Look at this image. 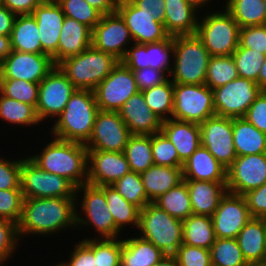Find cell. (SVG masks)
<instances>
[{"instance_id": "59", "label": "cell", "mask_w": 266, "mask_h": 266, "mask_svg": "<svg viewBox=\"0 0 266 266\" xmlns=\"http://www.w3.org/2000/svg\"><path fill=\"white\" fill-rule=\"evenodd\" d=\"M139 9L152 14L156 20L163 22L165 16L164 0H130Z\"/></svg>"}, {"instance_id": "3", "label": "cell", "mask_w": 266, "mask_h": 266, "mask_svg": "<svg viewBox=\"0 0 266 266\" xmlns=\"http://www.w3.org/2000/svg\"><path fill=\"white\" fill-rule=\"evenodd\" d=\"M99 107L91 90L76 89L65 109L52 123L51 136L85 144L93 130Z\"/></svg>"}, {"instance_id": "53", "label": "cell", "mask_w": 266, "mask_h": 266, "mask_svg": "<svg viewBox=\"0 0 266 266\" xmlns=\"http://www.w3.org/2000/svg\"><path fill=\"white\" fill-rule=\"evenodd\" d=\"M179 266H212L210 250L183 244L174 254Z\"/></svg>"}, {"instance_id": "35", "label": "cell", "mask_w": 266, "mask_h": 266, "mask_svg": "<svg viewBox=\"0 0 266 266\" xmlns=\"http://www.w3.org/2000/svg\"><path fill=\"white\" fill-rule=\"evenodd\" d=\"M100 187L104 190L108 208L113 216L116 227L121 232H125L124 228L129 226L136 232L139 226L140 209L134 204L127 202L112 185Z\"/></svg>"}, {"instance_id": "56", "label": "cell", "mask_w": 266, "mask_h": 266, "mask_svg": "<svg viewBox=\"0 0 266 266\" xmlns=\"http://www.w3.org/2000/svg\"><path fill=\"white\" fill-rule=\"evenodd\" d=\"M132 71L135 76L137 89L141 92L158 86L169 79V75L165 71H159L150 67Z\"/></svg>"}, {"instance_id": "22", "label": "cell", "mask_w": 266, "mask_h": 266, "mask_svg": "<svg viewBox=\"0 0 266 266\" xmlns=\"http://www.w3.org/2000/svg\"><path fill=\"white\" fill-rule=\"evenodd\" d=\"M32 15L38 25L43 54L49 55L57 66L59 38L65 19L63 10L57 1L43 0Z\"/></svg>"}, {"instance_id": "42", "label": "cell", "mask_w": 266, "mask_h": 266, "mask_svg": "<svg viewBox=\"0 0 266 266\" xmlns=\"http://www.w3.org/2000/svg\"><path fill=\"white\" fill-rule=\"evenodd\" d=\"M94 253L96 266H118L122 260L123 240L119 238L81 239Z\"/></svg>"}, {"instance_id": "11", "label": "cell", "mask_w": 266, "mask_h": 266, "mask_svg": "<svg viewBox=\"0 0 266 266\" xmlns=\"http://www.w3.org/2000/svg\"><path fill=\"white\" fill-rule=\"evenodd\" d=\"M76 88L58 66L47 74L39 83L36 113L43 124L56 120L65 109L67 102ZM49 118V119H48ZM45 121V122H44Z\"/></svg>"}, {"instance_id": "65", "label": "cell", "mask_w": 266, "mask_h": 266, "mask_svg": "<svg viewBox=\"0 0 266 266\" xmlns=\"http://www.w3.org/2000/svg\"><path fill=\"white\" fill-rule=\"evenodd\" d=\"M189 4L193 5L196 9H198L200 12H203L201 11L202 10H211L209 5L212 6L211 2L214 3L213 1L215 0H186ZM207 5V6H206ZM203 7H206V8H203Z\"/></svg>"}, {"instance_id": "18", "label": "cell", "mask_w": 266, "mask_h": 266, "mask_svg": "<svg viewBox=\"0 0 266 266\" xmlns=\"http://www.w3.org/2000/svg\"><path fill=\"white\" fill-rule=\"evenodd\" d=\"M227 170V192L243 195L266 182V153L237 156Z\"/></svg>"}, {"instance_id": "28", "label": "cell", "mask_w": 266, "mask_h": 266, "mask_svg": "<svg viewBox=\"0 0 266 266\" xmlns=\"http://www.w3.org/2000/svg\"><path fill=\"white\" fill-rule=\"evenodd\" d=\"M161 131L175 146L179 159L183 163L201 145L200 124L170 118L163 121Z\"/></svg>"}, {"instance_id": "8", "label": "cell", "mask_w": 266, "mask_h": 266, "mask_svg": "<svg viewBox=\"0 0 266 266\" xmlns=\"http://www.w3.org/2000/svg\"><path fill=\"white\" fill-rule=\"evenodd\" d=\"M221 8L200 13L198 20L196 35L211 56H231L239 45L240 27L225 7Z\"/></svg>"}, {"instance_id": "38", "label": "cell", "mask_w": 266, "mask_h": 266, "mask_svg": "<svg viewBox=\"0 0 266 266\" xmlns=\"http://www.w3.org/2000/svg\"><path fill=\"white\" fill-rule=\"evenodd\" d=\"M223 6L240 28L266 24L263 0H223Z\"/></svg>"}, {"instance_id": "34", "label": "cell", "mask_w": 266, "mask_h": 266, "mask_svg": "<svg viewBox=\"0 0 266 266\" xmlns=\"http://www.w3.org/2000/svg\"><path fill=\"white\" fill-rule=\"evenodd\" d=\"M122 261L130 266H153L165 254L153 243L139 237L137 234L122 238Z\"/></svg>"}, {"instance_id": "7", "label": "cell", "mask_w": 266, "mask_h": 266, "mask_svg": "<svg viewBox=\"0 0 266 266\" xmlns=\"http://www.w3.org/2000/svg\"><path fill=\"white\" fill-rule=\"evenodd\" d=\"M118 62L113 55L91 45L78 55L61 61L57 66L76 89L93 91Z\"/></svg>"}, {"instance_id": "61", "label": "cell", "mask_w": 266, "mask_h": 266, "mask_svg": "<svg viewBox=\"0 0 266 266\" xmlns=\"http://www.w3.org/2000/svg\"><path fill=\"white\" fill-rule=\"evenodd\" d=\"M16 15L5 6H0V34L10 36Z\"/></svg>"}, {"instance_id": "46", "label": "cell", "mask_w": 266, "mask_h": 266, "mask_svg": "<svg viewBox=\"0 0 266 266\" xmlns=\"http://www.w3.org/2000/svg\"><path fill=\"white\" fill-rule=\"evenodd\" d=\"M232 57L237 67L238 76L250 79L258 84V76L266 55L255 52L250 48L237 47Z\"/></svg>"}, {"instance_id": "19", "label": "cell", "mask_w": 266, "mask_h": 266, "mask_svg": "<svg viewBox=\"0 0 266 266\" xmlns=\"http://www.w3.org/2000/svg\"><path fill=\"white\" fill-rule=\"evenodd\" d=\"M173 36L148 44L133 43L121 62L131 70L153 68L170 75L173 62Z\"/></svg>"}, {"instance_id": "45", "label": "cell", "mask_w": 266, "mask_h": 266, "mask_svg": "<svg viewBox=\"0 0 266 266\" xmlns=\"http://www.w3.org/2000/svg\"><path fill=\"white\" fill-rule=\"evenodd\" d=\"M112 186L127 202L134 204L140 210L149 203L142 178L139 173L130 171L112 184Z\"/></svg>"}, {"instance_id": "32", "label": "cell", "mask_w": 266, "mask_h": 266, "mask_svg": "<svg viewBox=\"0 0 266 266\" xmlns=\"http://www.w3.org/2000/svg\"><path fill=\"white\" fill-rule=\"evenodd\" d=\"M10 42L11 50L43 54L38 25L32 14L16 15Z\"/></svg>"}, {"instance_id": "24", "label": "cell", "mask_w": 266, "mask_h": 266, "mask_svg": "<svg viewBox=\"0 0 266 266\" xmlns=\"http://www.w3.org/2000/svg\"><path fill=\"white\" fill-rule=\"evenodd\" d=\"M117 112L131 135H152L162 129V119L152 112L141 91L132 95Z\"/></svg>"}, {"instance_id": "2", "label": "cell", "mask_w": 266, "mask_h": 266, "mask_svg": "<svg viewBox=\"0 0 266 266\" xmlns=\"http://www.w3.org/2000/svg\"><path fill=\"white\" fill-rule=\"evenodd\" d=\"M40 152L28 155L39 168L69 180L76 188L87 183L88 150L83 143L53 136Z\"/></svg>"}, {"instance_id": "57", "label": "cell", "mask_w": 266, "mask_h": 266, "mask_svg": "<svg viewBox=\"0 0 266 266\" xmlns=\"http://www.w3.org/2000/svg\"><path fill=\"white\" fill-rule=\"evenodd\" d=\"M244 118L266 134V91L262 90L250 105Z\"/></svg>"}, {"instance_id": "48", "label": "cell", "mask_w": 266, "mask_h": 266, "mask_svg": "<svg viewBox=\"0 0 266 266\" xmlns=\"http://www.w3.org/2000/svg\"><path fill=\"white\" fill-rule=\"evenodd\" d=\"M151 145L154 165L183 167L175 146L162 131L151 135Z\"/></svg>"}, {"instance_id": "51", "label": "cell", "mask_w": 266, "mask_h": 266, "mask_svg": "<svg viewBox=\"0 0 266 266\" xmlns=\"http://www.w3.org/2000/svg\"><path fill=\"white\" fill-rule=\"evenodd\" d=\"M24 199L21 189L0 190V219L10 220L18 225Z\"/></svg>"}, {"instance_id": "37", "label": "cell", "mask_w": 266, "mask_h": 266, "mask_svg": "<svg viewBox=\"0 0 266 266\" xmlns=\"http://www.w3.org/2000/svg\"><path fill=\"white\" fill-rule=\"evenodd\" d=\"M0 120L9 123V125H17L18 129L20 126L24 128L26 126L33 127L42 124L34 106L8 98L1 92Z\"/></svg>"}, {"instance_id": "10", "label": "cell", "mask_w": 266, "mask_h": 266, "mask_svg": "<svg viewBox=\"0 0 266 266\" xmlns=\"http://www.w3.org/2000/svg\"><path fill=\"white\" fill-rule=\"evenodd\" d=\"M214 115L213 90L206 84L174 83L172 119L201 124Z\"/></svg>"}, {"instance_id": "55", "label": "cell", "mask_w": 266, "mask_h": 266, "mask_svg": "<svg viewBox=\"0 0 266 266\" xmlns=\"http://www.w3.org/2000/svg\"><path fill=\"white\" fill-rule=\"evenodd\" d=\"M74 247V248H73ZM69 259L64 261V258L56 263V266H96V259L94 257L93 251L80 240L72 245Z\"/></svg>"}, {"instance_id": "52", "label": "cell", "mask_w": 266, "mask_h": 266, "mask_svg": "<svg viewBox=\"0 0 266 266\" xmlns=\"http://www.w3.org/2000/svg\"><path fill=\"white\" fill-rule=\"evenodd\" d=\"M6 158L0 155V190L21 189L22 159H14L13 155L12 158L8 159V156Z\"/></svg>"}, {"instance_id": "64", "label": "cell", "mask_w": 266, "mask_h": 266, "mask_svg": "<svg viewBox=\"0 0 266 266\" xmlns=\"http://www.w3.org/2000/svg\"><path fill=\"white\" fill-rule=\"evenodd\" d=\"M153 266H179V263L174 255H165Z\"/></svg>"}, {"instance_id": "40", "label": "cell", "mask_w": 266, "mask_h": 266, "mask_svg": "<svg viewBox=\"0 0 266 266\" xmlns=\"http://www.w3.org/2000/svg\"><path fill=\"white\" fill-rule=\"evenodd\" d=\"M154 203L172 217L182 221L192 215L188 187L184 180L161 195Z\"/></svg>"}, {"instance_id": "25", "label": "cell", "mask_w": 266, "mask_h": 266, "mask_svg": "<svg viewBox=\"0 0 266 266\" xmlns=\"http://www.w3.org/2000/svg\"><path fill=\"white\" fill-rule=\"evenodd\" d=\"M164 27L170 36L195 35L200 12L186 0H164Z\"/></svg>"}, {"instance_id": "69", "label": "cell", "mask_w": 266, "mask_h": 266, "mask_svg": "<svg viewBox=\"0 0 266 266\" xmlns=\"http://www.w3.org/2000/svg\"><path fill=\"white\" fill-rule=\"evenodd\" d=\"M263 1H264L265 15H266V0H263Z\"/></svg>"}, {"instance_id": "36", "label": "cell", "mask_w": 266, "mask_h": 266, "mask_svg": "<svg viewBox=\"0 0 266 266\" xmlns=\"http://www.w3.org/2000/svg\"><path fill=\"white\" fill-rule=\"evenodd\" d=\"M215 240L211 216L192 214L183 220V244L210 250Z\"/></svg>"}, {"instance_id": "63", "label": "cell", "mask_w": 266, "mask_h": 266, "mask_svg": "<svg viewBox=\"0 0 266 266\" xmlns=\"http://www.w3.org/2000/svg\"><path fill=\"white\" fill-rule=\"evenodd\" d=\"M11 52L10 36L0 34V63Z\"/></svg>"}, {"instance_id": "6", "label": "cell", "mask_w": 266, "mask_h": 266, "mask_svg": "<svg viewBox=\"0 0 266 266\" xmlns=\"http://www.w3.org/2000/svg\"><path fill=\"white\" fill-rule=\"evenodd\" d=\"M173 63L169 79L177 84H205L211 55L197 35L173 37Z\"/></svg>"}, {"instance_id": "54", "label": "cell", "mask_w": 266, "mask_h": 266, "mask_svg": "<svg viewBox=\"0 0 266 266\" xmlns=\"http://www.w3.org/2000/svg\"><path fill=\"white\" fill-rule=\"evenodd\" d=\"M266 55V24L240 28L239 45Z\"/></svg>"}, {"instance_id": "1", "label": "cell", "mask_w": 266, "mask_h": 266, "mask_svg": "<svg viewBox=\"0 0 266 266\" xmlns=\"http://www.w3.org/2000/svg\"><path fill=\"white\" fill-rule=\"evenodd\" d=\"M17 226L20 241H25L22 239L28 235L42 238L51 235L52 238L54 234L69 229L76 231L75 198L24 199L22 216Z\"/></svg>"}, {"instance_id": "43", "label": "cell", "mask_w": 266, "mask_h": 266, "mask_svg": "<svg viewBox=\"0 0 266 266\" xmlns=\"http://www.w3.org/2000/svg\"><path fill=\"white\" fill-rule=\"evenodd\" d=\"M238 77L237 67L232 55L210 57L205 81L210 89L224 86Z\"/></svg>"}, {"instance_id": "16", "label": "cell", "mask_w": 266, "mask_h": 266, "mask_svg": "<svg viewBox=\"0 0 266 266\" xmlns=\"http://www.w3.org/2000/svg\"><path fill=\"white\" fill-rule=\"evenodd\" d=\"M201 145L226 169L237 157L232 130V118L214 115L200 124Z\"/></svg>"}, {"instance_id": "27", "label": "cell", "mask_w": 266, "mask_h": 266, "mask_svg": "<svg viewBox=\"0 0 266 266\" xmlns=\"http://www.w3.org/2000/svg\"><path fill=\"white\" fill-rule=\"evenodd\" d=\"M188 187L192 214L212 216L227 192V182L184 180Z\"/></svg>"}, {"instance_id": "62", "label": "cell", "mask_w": 266, "mask_h": 266, "mask_svg": "<svg viewBox=\"0 0 266 266\" xmlns=\"http://www.w3.org/2000/svg\"><path fill=\"white\" fill-rule=\"evenodd\" d=\"M102 15L116 12L118 0H85Z\"/></svg>"}, {"instance_id": "13", "label": "cell", "mask_w": 266, "mask_h": 266, "mask_svg": "<svg viewBox=\"0 0 266 266\" xmlns=\"http://www.w3.org/2000/svg\"><path fill=\"white\" fill-rule=\"evenodd\" d=\"M137 92L133 71L121 61L93 90L99 110L116 112Z\"/></svg>"}, {"instance_id": "15", "label": "cell", "mask_w": 266, "mask_h": 266, "mask_svg": "<svg viewBox=\"0 0 266 266\" xmlns=\"http://www.w3.org/2000/svg\"><path fill=\"white\" fill-rule=\"evenodd\" d=\"M134 43L125 20L116 11L102 15L92 30L91 45L103 52L113 55L121 61L128 47Z\"/></svg>"}, {"instance_id": "9", "label": "cell", "mask_w": 266, "mask_h": 266, "mask_svg": "<svg viewBox=\"0 0 266 266\" xmlns=\"http://www.w3.org/2000/svg\"><path fill=\"white\" fill-rule=\"evenodd\" d=\"M23 157H21L20 188L25 199L75 198L76 187L69 180L42 170L27 155Z\"/></svg>"}, {"instance_id": "17", "label": "cell", "mask_w": 266, "mask_h": 266, "mask_svg": "<svg viewBox=\"0 0 266 266\" xmlns=\"http://www.w3.org/2000/svg\"><path fill=\"white\" fill-rule=\"evenodd\" d=\"M54 66L52 58L47 54L11 50L0 63V79H22L40 83Z\"/></svg>"}, {"instance_id": "20", "label": "cell", "mask_w": 266, "mask_h": 266, "mask_svg": "<svg viewBox=\"0 0 266 266\" xmlns=\"http://www.w3.org/2000/svg\"><path fill=\"white\" fill-rule=\"evenodd\" d=\"M212 223L216 238H236L246 223L252 219L243 195L226 192L221 198Z\"/></svg>"}, {"instance_id": "39", "label": "cell", "mask_w": 266, "mask_h": 266, "mask_svg": "<svg viewBox=\"0 0 266 266\" xmlns=\"http://www.w3.org/2000/svg\"><path fill=\"white\" fill-rule=\"evenodd\" d=\"M123 153L131 172H145L154 165L151 135H131Z\"/></svg>"}, {"instance_id": "49", "label": "cell", "mask_w": 266, "mask_h": 266, "mask_svg": "<svg viewBox=\"0 0 266 266\" xmlns=\"http://www.w3.org/2000/svg\"><path fill=\"white\" fill-rule=\"evenodd\" d=\"M65 17L77 20L92 30L100 21L102 14L85 0H57Z\"/></svg>"}, {"instance_id": "67", "label": "cell", "mask_w": 266, "mask_h": 266, "mask_svg": "<svg viewBox=\"0 0 266 266\" xmlns=\"http://www.w3.org/2000/svg\"><path fill=\"white\" fill-rule=\"evenodd\" d=\"M249 266H266V260L258 263L249 264Z\"/></svg>"}, {"instance_id": "26", "label": "cell", "mask_w": 266, "mask_h": 266, "mask_svg": "<svg viewBox=\"0 0 266 266\" xmlns=\"http://www.w3.org/2000/svg\"><path fill=\"white\" fill-rule=\"evenodd\" d=\"M182 172L183 180L227 182L226 168L202 145L184 162Z\"/></svg>"}, {"instance_id": "4", "label": "cell", "mask_w": 266, "mask_h": 266, "mask_svg": "<svg viewBox=\"0 0 266 266\" xmlns=\"http://www.w3.org/2000/svg\"><path fill=\"white\" fill-rule=\"evenodd\" d=\"M75 208L77 231L87 227L97 232L95 233L96 237L86 236L87 239L119 238L124 236L114 223L104 190L100 186L85 183L77 187L75 191Z\"/></svg>"}, {"instance_id": "68", "label": "cell", "mask_w": 266, "mask_h": 266, "mask_svg": "<svg viewBox=\"0 0 266 266\" xmlns=\"http://www.w3.org/2000/svg\"><path fill=\"white\" fill-rule=\"evenodd\" d=\"M118 266H130V265H127L126 263H124V262L121 260Z\"/></svg>"}, {"instance_id": "60", "label": "cell", "mask_w": 266, "mask_h": 266, "mask_svg": "<svg viewBox=\"0 0 266 266\" xmlns=\"http://www.w3.org/2000/svg\"><path fill=\"white\" fill-rule=\"evenodd\" d=\"M43 0H2V5L15 15L33 14Z\"/></svg>"}, {"instance_id": "14", "label": "cell", "mask_w": 266, "mask_h": 266, "mask_svg": "<svg viewBox=\"0 0 266 266\" xmlns=\"http://www.w3.org/2000/svg\"><path fill=\"white\" fill-rule=\"evenodd\" d=\"M131 133L116 111L99 110L92 134L84 144L87 150L123 152Z\"/></svg>"}, {"instance_id": "12", "label": "cell", "mask_w": 266, "mask_h": 266, "mask_svg": "<svg viewBox=\"0 0 266 266\" xmlns=\"http://www.w3.org/2000/svg\"><path fill=\"white\" fill-rule=\"evenodd\" d=\"M261 91L262 89L255 81L240 77L213 89L216 115L243 118Z\"/></svg>"}, {"instance_id": "21", "label": "cell", "mask_w": 266, "mask_h": 266, "mask_svg": "<svg viewBox=\"0 0 266 266\" xmlns=\"http://www.w3.org/2000/svg\"><path fill=\"white\" fill-rule=\"evenodd\" d=\"M116 11L125 20L134 43H155L170 36L163 22L139 9L130 0H118Z\"/></svg>"}, {"instance_id": "33", "label": "cell", "mask_w": 266, "mask_h": 266, "mask_svg": "<svg viewBox=\"0 0 266 266\" xmlns=\"http://www.w3.org/2000/svg\"><path fill=\"white\" fill-rule=\"evenodd\" d=\"M233 142L237 156L266 153V134L243 118H232Z\"/></svg>"}, {"instance_id": "31", "label": "cell", "mask_w": 266, "mask_h": 266, "mask_svg": "<svg viewBox=\"0 0 266 266\" xmlns=\"http://www.w3.org/2000/svg\"><path fill=\"white\" fill-rule=\"evenodd\" d=\"M140 175L149 202L156 201L183 181L182 167L152 165Z\"/></svg>"}, {"instance_id": "66", "label": "cell", "mask_w": 266, "mask_h": 266, "mask_svg": "<svg viewBox=\"0 0 266 266\" xmlns=\"http://www.w3.org/2000/svg\"><path fill=\"white\" fill-rule=\"evenodd\" d=\"M258 86L266 91V59L263 61L261 70L258 76Z\"/></svg>"}, {"instance_id": "5", "label": "cell", "mask_w": 266, "mask_h": 266, "mask_svg": "<svg viewBox=\"0 0 266 266\" xmlns=\"http://www.w3.org/2000/svg\"><path fill=\"white\" fill-rule=\"evenodd\" d=\"M133 234L153 243L165 255H174L183 243V221L149 202L140 210L139 226Z\"/></svg>"}, {"instance_id": "23", "label": "cell", "mask_w": 266, "mask_h": 266, "mask_svg": "<svg viewBox=\"0 0 266 266\" xmlns=\"http://www.w3.org/2000/svg\"><path fill=\"white\" fill-rule=\"evenodd\" d=\"M129 172V163L123 152L88 150L87 183L112 185Z\"/></svg>"}, {"instance_id": "50", "label": "cell", "mask_w": 266, "mask_h": 266, "mask_svg": "<svg viewBox=\"0 0 266 266\" xmlns=\"http://www.w3.org/2000/svg\"><path fill=\"white\" fill-rule=\"evenodd\" d=\"M19 243L17 224L10 220L0 219V266L10 264L9 261L13 259L15 252H19L16 249L21 248L18 247Z\"/></svg>"}, {"instance_id": "41", "label": "cell", "mask_w": 266, "mask_h": 266, "mask_svg": "<svg viewBox=\"0 0 266 266\" xmlns=\"http://www.w3.org/2000/svg\"><path fill=\"white\" fill-rule=\"evenodd\" d=\"M142 93L146 104L162 121L172 118L174 83L170 79L158 86L146 89Z\"/></svg>"}, {"instance_id": "58", "label": "cell", "mask_w": 266, "mask_h": 266, "mask_svg": "<svg viewBox=\"0 0 266 266\" xmlns=\"http://www.w3.org/2000/svg\"><path fill=\"white\" fill-rule=\"evenodd\" d=\"M243 197L252 218H266V182L246 192Z\"/></svg>"}, {"instance_id": "30", "label": "cell", "mask_w": 266, "mask_h": 266, "mask_svg": "<svg viewBox=\"0 0 266 266\" xmlns=\"http://www.w3.org/2000/svg\"><path fill=\"white\" fill-rule=\"evenodd\" d=\"M92 43V29L75 19L65 17L58 45V64L85 51Z\"/></svg>"}, {"instance_id": "29", "label": "cell", "mask_w": 266, "mask_h": 266, "mask_svg": "<svg viewBox=\"0 0 266 266\" xmlns=\"http://www.w3.org/2000/svg\"><path fill=\"white\" fill-rule=\"evenodd\" d=\"M248 264L266 260V218H252L236 237Z\"/></svg>"}, {"instance_id": "47", "label": "cell", "mask_w": 266, "mask_h": 266, "mask_svg": "<svg viewBox=\"0 0 266 266\" xmlns=\"http://www.w3.org/2000/svg\"><path fill=\"white\" fill-rule=\"evenodd\" d=\"M0 92L8 98L30 104L36 108L39 83H32L22 79H0Z\"/></svg>"}, {"instance_id": "44", "label": "cell", "mask_w": 266, "mask_h": 266, "mask_svg": "<svg viewBox=\"0 0 266 266\" xmlns=\"http://www.w3.org/2000/svg\"><path fill=\"white\" fill-rule=\"evenodd\" d=\"M212 266H249L236 238H216L210 247Z\"/></svg>"}]
</instances>
